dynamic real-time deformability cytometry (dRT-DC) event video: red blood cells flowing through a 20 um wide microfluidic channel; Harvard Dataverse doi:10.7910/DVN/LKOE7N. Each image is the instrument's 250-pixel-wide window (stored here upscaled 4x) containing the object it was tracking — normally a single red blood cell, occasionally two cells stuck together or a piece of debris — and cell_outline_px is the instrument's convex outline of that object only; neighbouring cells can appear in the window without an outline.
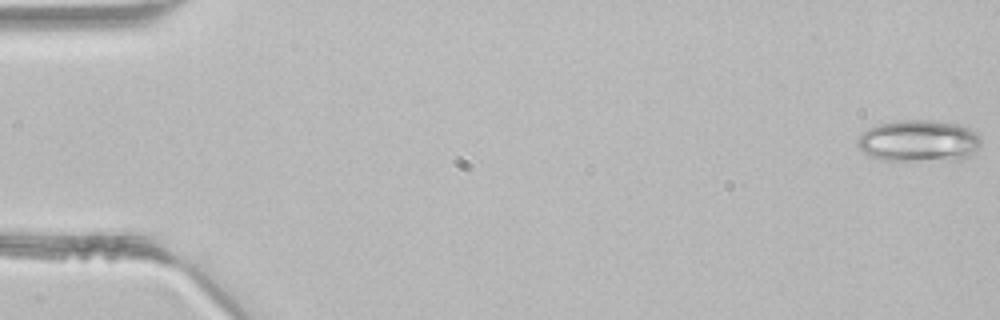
{"species": "common noctule bat (a hibernating species)", "species_latin": "Nyctalus noctula", "temperature_condition": "room temperature", "stored_images_in_passage": 46, "camera_frame_rate_fps": 3000, "um_per_image_px": 0.085, "animal": {"sex": "male", "body_mass_g": 21.5, "forearm_length_mm": 52.0}, "frame": {"image": 1, "passage_image": 1, "time_ms": 0.0, "image_size_px": [1000, 320], "cell_outline_px": [[980, 144], [972, 156], [964, 160], [884, 160], [872, 156], [864, 152], [856, 144], [856, 140], [868, 128], [876, 124], [900, 120], [932, 120], [960, 124], [976, 132], [980, 136]], "centroid_in_image_um": [78.13, 11.97], "position_along_channel_um": 6.9, "area_um2": 30.29}}
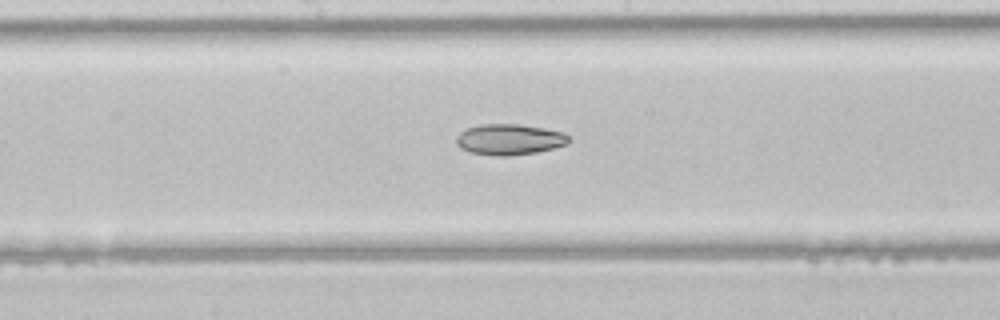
{"frame": {"image": 2, "passage_image": 24, "time_ms": 7.667, "image_size_px": [1000, 320], "cell_outline_px": [[568, 144], [536, 152], [508, 156], [496, 156], [472, 152], [460, 148], [456, 144], [456, 136], [460, 132], [468, 128], [480, 124], [516, 124], [544, 128], [564, 132], [568, 136]], "centroid_in_image_um": [43.28, 11.85], "position_along_channel_um": 204.9, "area_um2": 20.11}}
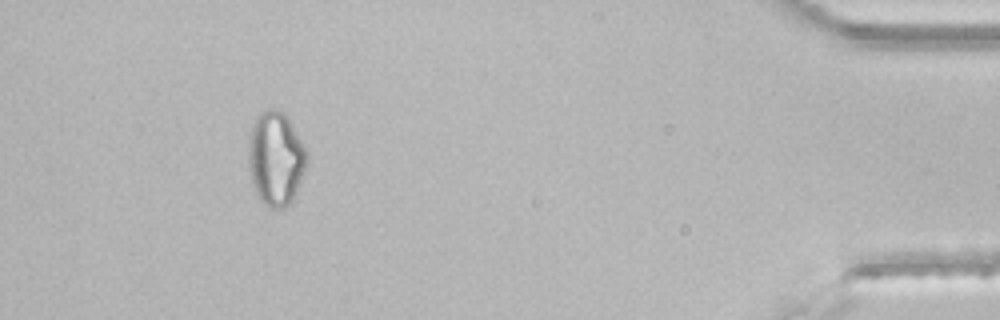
{"frame": {"image": 3, "passage_image": 42, "time_ms": 13.667, "image_size_px": [1000, 320], "cell_outline_px": [[308, 160], [304, 172], [292, 200], [284, 208], [272, 208], [260, 200], [256, 192], [248, 168], [248, 140], [252, 124], [256, 116], [260, 112], [268, 108], [276, 108], [284, 112], [292, 124], [304, 144], [308, 152]], "centroid_in_image_um": [23.43, 13.42], "position_along_channel_um": 411.8, "area_um2": 32.25}}